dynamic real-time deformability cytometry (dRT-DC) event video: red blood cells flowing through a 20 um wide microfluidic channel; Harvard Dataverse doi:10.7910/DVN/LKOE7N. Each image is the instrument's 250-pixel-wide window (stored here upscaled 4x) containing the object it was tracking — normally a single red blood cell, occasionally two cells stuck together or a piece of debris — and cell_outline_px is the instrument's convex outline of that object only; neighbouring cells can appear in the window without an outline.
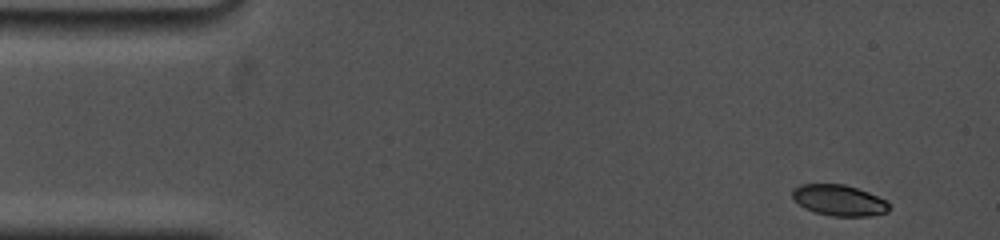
{"species": "common noctule bat (a hibernating species)", "species_latin": "Nyctalus noctula", "temperature_condition": "cold", "stored_images_in_passage": 11, "camera_frame_rate_fps": 5000, "um_per_image_px": 0.085, "animal": {"sex": "female", "body_mass_g": 19.0, "forearm_length_mm": 53.3}, "frame": {"image": 1, "passage_image": 1, "time_ms": 0.0, "image_size_px": [1000, 240], "cell_outline_px": [[888, 212], [872, 216], [832, 216], [816, 212], [804, 208], [792, 196], [792, 192], [800, 184], [844, 184], [868, 192], [888, 200]], "centroid_in_image_um": [71.36, 17.03], "position_along_channel_um": 13.6, "area_um2": 17.34}}
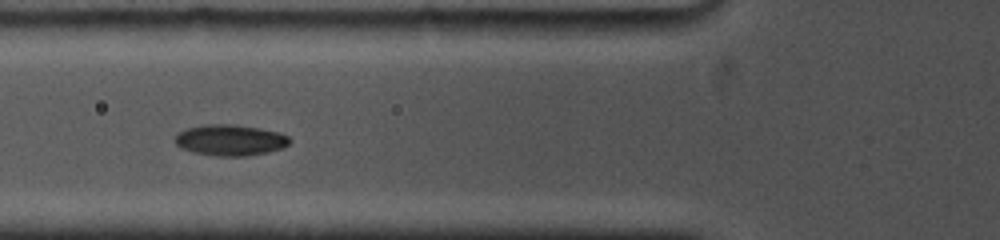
{"frame": {"image": 2, "passage_image": 8, "time_ms": 5.2, "image_size_px": [1000, 240], "cell_outline_px": [[292, 140], [288, 144], [280, 148], [268, 152], [244, 156], [216, 156], [192, 152], [176, 144], [172, 140], [184, 128], [204, 124], [236, 124], [260, 128], [276, 132], [288, 136]], "centroid_in_image_um": [19.53, 11.9], "position_along_channel_um": 106.3, "area_um2": 20.75}}
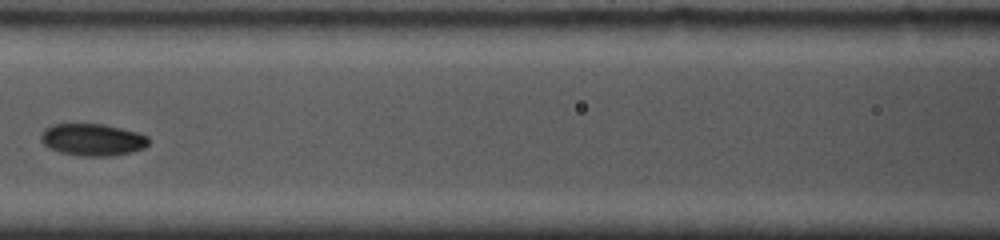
{"frame": {"image": 3, "passage_image": 10, "time_ms": 6.6, "image_size_px": [1000, 240], "cell_outline_px": [[148, 144], [144, 148], [132, 152], [112, 156], [84, 156], [60, 152], [44, 144], [40, 140], [40, 136], [44, 128], [52, 124], [104, 124], [136, 132], [148, 136]], "centroid_in_image_um": [7.86, 11.87], "position_along_channel_um": 158.7, "area_um2": 20.06}}